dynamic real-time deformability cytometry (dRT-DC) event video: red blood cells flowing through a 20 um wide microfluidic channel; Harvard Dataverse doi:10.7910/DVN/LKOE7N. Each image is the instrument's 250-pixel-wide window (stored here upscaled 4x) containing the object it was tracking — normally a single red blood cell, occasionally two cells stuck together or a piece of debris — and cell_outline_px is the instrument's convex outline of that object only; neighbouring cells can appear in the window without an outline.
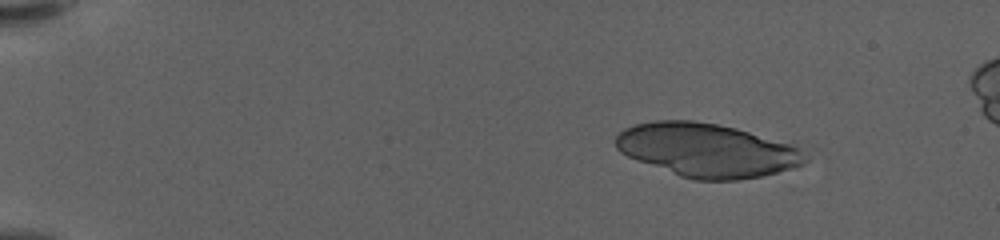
{"species": "human", "species_latin": "Homo sapiens", "temperature_condition": "warm", "stored_images_in_passage": 58, "camera_frame_rate_fps": 3000, "um_per_image_px": 0.085, "donor": {"sex": "female"}, "frame": {"image": 1, "passage_image": 9, "time_ms": 2.667, "image_size_px": [1000, 240], "cell_outline_px": [[808, 160], [804, 164], [792, 168], [760, 176], [736, 180], [696, 180], [680, 176], [628, 156], [620, 152], [616, 148], [616, 136], [624, 128], [636, 124], [656, 120], [692, 120], [716, 124], [736, 128], [792, 144], [808, 152]], "centroid_in_image_um": [60.13, 12.76], "position_along_channel_um": 24.9, "area_um2": 59.01}}
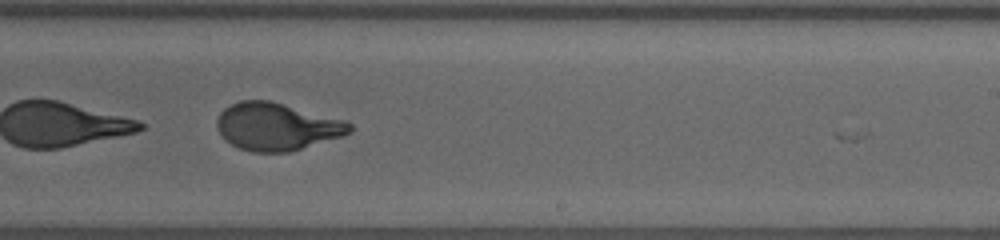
{"frame": {"image": 2, "passage_image": 39, "time_ms": 12.667, "image_size_px": [1000, 240], "cell_outline_px": [[352, 132], [340, 136], [288, 152], [252, 152], [240, 148], [224, 140], [216, 124], [216, 120], [220, 112], [224, 108], [240, 100], [268, 100], [348, 120], [352, 124]], "centroid_in_image_um": [23.52, 10.75], "position_along_channel_um": 265.5, "area_um2": 36.65}}
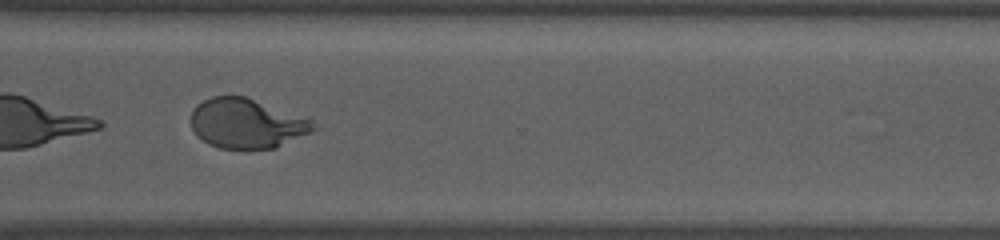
{"frame": {"image": 3, "passage_image": 46, "time_ms": 15.0, "image_size_px": [1000, 240], "cell_outline_px": [[320, 128], [276, 148], [220, 148], [208, 144], [196, 136], [192, 128], [192, 108], [196, 104], [212, 96], [244, 96], [312, 120]], "centroid_in_image_um": [20.96, 10.5], "position_along_channel_um": 349.6, "area_um2": 35.32}, "authors_computed_cell_mechanics": {"area_um2": 39.3329, "velocity_mm_per_s": 3.6044, "shape_relaxation_time_tau1_ms": 2.0196, "shape_relaxation_time_tau2_ms": null, "deformation_change_tau1": 0.3652, "deformation_change_tau2": null}}